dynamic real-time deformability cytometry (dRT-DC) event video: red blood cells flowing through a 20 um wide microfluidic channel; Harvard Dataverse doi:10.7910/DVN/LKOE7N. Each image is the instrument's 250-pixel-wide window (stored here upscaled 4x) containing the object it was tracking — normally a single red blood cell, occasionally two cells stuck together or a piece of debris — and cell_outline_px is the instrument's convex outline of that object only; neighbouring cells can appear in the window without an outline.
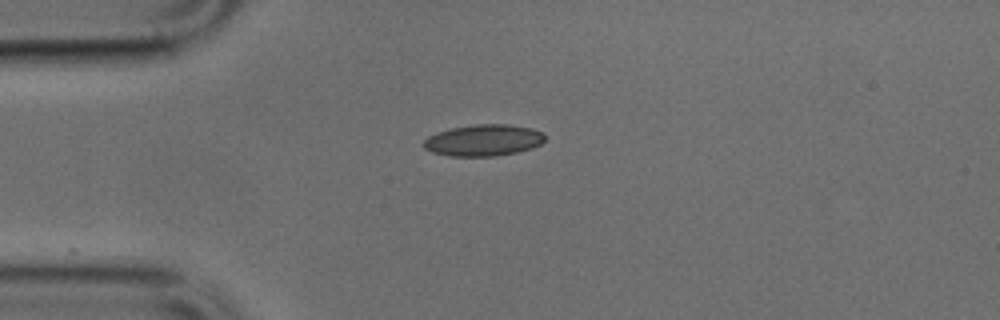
{"species": "common noctule bat (a hibernating species)", "species_latin": "Nyctalus noctula", "temperature_condition": "cold", "stored_images_in_passage": 23, "camera_frame_rate_fps": 3000, "um_per_image_px": 0.085, "animal": {"sex": "male", "body_mass_g": 17.9, "forearm_length_mm": 54.2}, "frame": {"image": 1, "passage_image": 1, "time_ms": 0.0, "image_size_px": [1000, 320], "cell_outline_px": [[544, 140], [540, 144], [532, 148], [516, 152], [496, 156], [452, 156], [432, 152], [424, 148], [424, 140], [428, 136], [436, 132], [452, 128], [476, 124], [508, 124], [532, 128], [544, 132]], "centroid_in_image_um": [41.11, 11.92], "position_along_channel_um": 43.9, "area_um2": 22.25}}
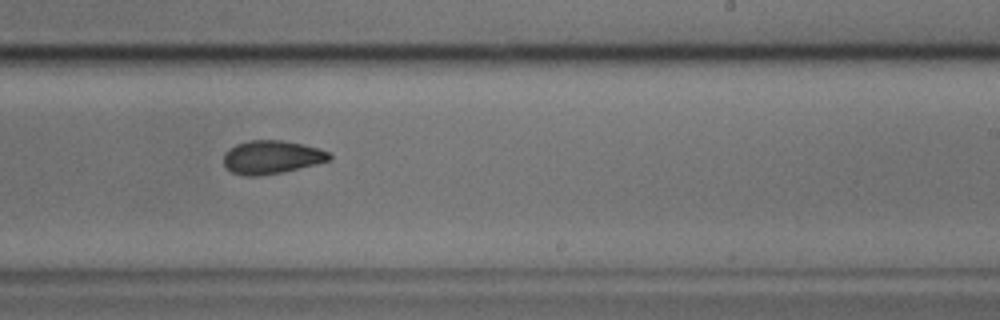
{"frame": {"image": 2, "passage_image": 19, "time_ms": 6.0, "image_size_px": [1000, 320], "cell_outline_px": [[332, 160], [316, 164], [280, 172], [260, 176], [244, 176], [232, 172], [224, 164], [224, 152], [228, 148], [236, 144], [248, 140], [280, 140], [304, 144], [320, 148], [328, 152], [332, 156]], "centroid_in_image_um": [23.09, 13.35], "position_along_channel_um": 265.9, "area_um2": 20.63}}
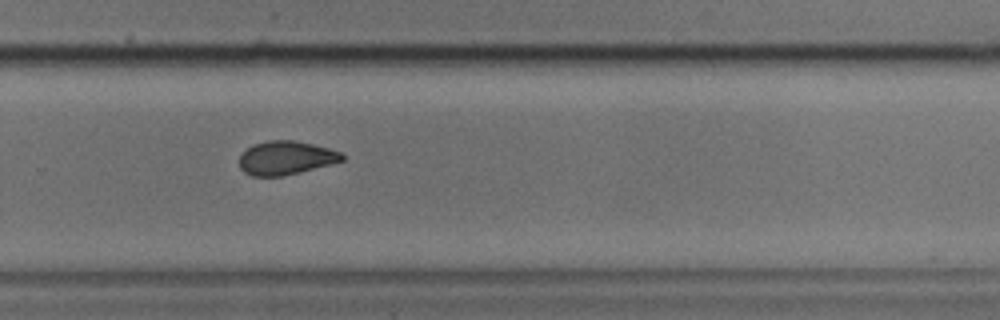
{"frame": {"image": 3, "passage_image": 22, "time_ms": 7.0, "image_size_px": [1000, 320], "cell_outline_px": [[344, 160], [280, 176], [252, 176], [244, 172], [240, 168], [240, 156], [252, 144], [268, 140], [292, 140], [312, 144], [328, 148], [340, 152], [344, 156]], "centroid_in_image_um": [24.25, 13.4], "position_along_channel_um": 305.5, "area_um2": 19.71}}